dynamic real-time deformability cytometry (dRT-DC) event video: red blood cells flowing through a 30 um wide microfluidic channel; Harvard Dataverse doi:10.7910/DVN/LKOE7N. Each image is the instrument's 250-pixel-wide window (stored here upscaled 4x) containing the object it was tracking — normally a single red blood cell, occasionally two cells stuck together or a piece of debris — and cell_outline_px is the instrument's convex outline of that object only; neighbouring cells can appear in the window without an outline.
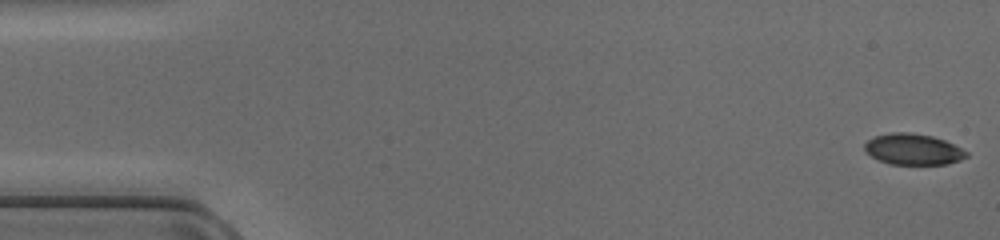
{"species": "common noctule bat (a hibernating species)", "species_latin": "Nyctalus noctula", "temperature_condition": "cold", "stored_images_in_passage": 47, "camera_frame_rate_fps": 3000, "um_per_image_px": 0.085, "animal": {"sex": "female", "body_mass_g": 17.0, "forearm_length_mm": 48.0}, "frame": {"image": 1, "passage_image": 1, "time_ms": 0.0, "image_size_px": [1000, 240], "cell_outline_px": [[968, 156], [960, 160], [948, 164], [888, 164], [864, 152], [864, 144], [868, 140], [876, 136], [892, 132], [912, 132], [932, 136], [944, 140], [968, 152]], "centroid_in_image_um": [77.6, 12.69], "position_along_channel_um": 7.4, "area_um2": 18.38}}
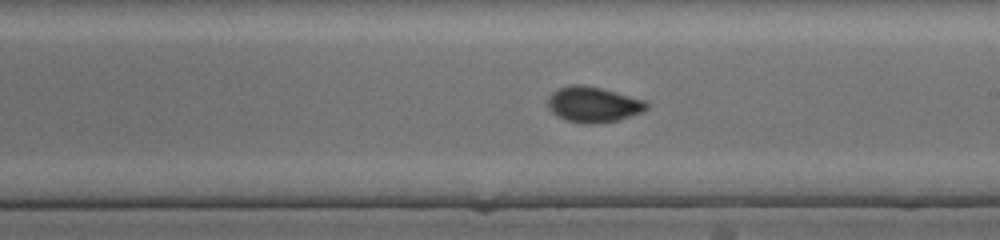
{"frame": {"image": 2, "passage_image": 27, "time_ms": 8.667, "image_size_px": [1000, 240], "cell_outline_px": [[648, 108], [640, 112], [616, 120], [596, 124], [584, 124], [564, 120], [556, 116], [548, 108], [548, 96], [556, 88], [568, 84], [584, 84], [616, 92], [644, 100], [648, 104]], "centroid_in_image_um": [50.35, 8.87], "position_along_channel_um": 238.7, "area_um2": 20.58}}
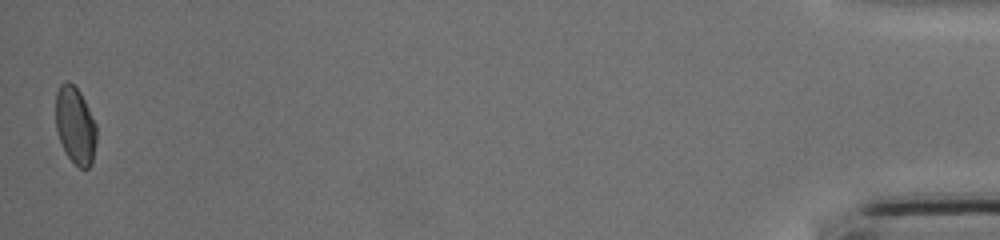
{"frame": {"image": 3, "passage_image": 47, "time_ms": 15.333, "image_size_px": [1000, 240], "cell_outline_px": [[96, 140], [92, 164], [88, 168], [80, 168], [68, 156], [60, 140], [56, 128], [56, 92], [60, 84], [64, 80], [68, 80], [80, 92], [96, 124]], "centroid_in_image_um": [6.4, 10.63], "position_along_channel_um": 428.8, "area_um2": 18.21}}